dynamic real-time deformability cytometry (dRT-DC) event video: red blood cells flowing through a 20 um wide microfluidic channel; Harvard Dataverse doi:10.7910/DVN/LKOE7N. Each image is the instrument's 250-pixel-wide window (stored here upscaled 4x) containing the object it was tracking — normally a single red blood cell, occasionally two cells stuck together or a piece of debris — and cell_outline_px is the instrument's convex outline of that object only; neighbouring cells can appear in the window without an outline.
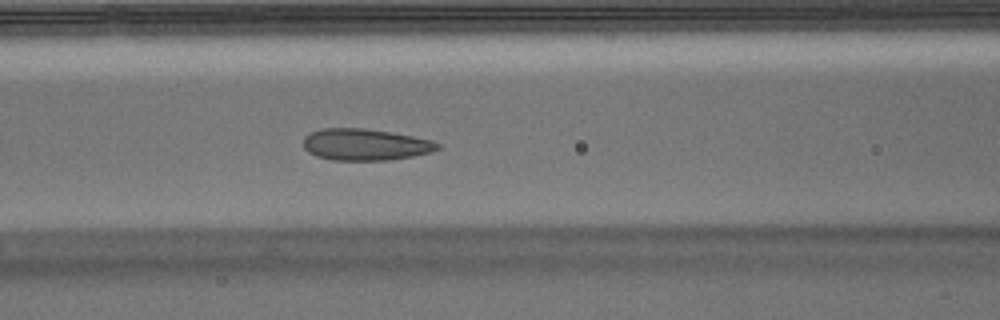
{"species": "Egyptian fruit bat (a non-hibernating species)", "species_latin": "Rousettus aegyptiacus", "temperature_condition": "warm", "stored_images_in_passage": 52, "camera_frame_rate_fps": 3000, "um_per_image_px": 0.085, "animal": {"sex": "male"}, "frame": {"image": 1, "passage_image": 20, "time_ms": 6.333, "image_size_px": [1000, 320], "cell_outline_px": [[440, 148], [428, 152], [412, 156], [388, 160], [332, 160], [316, 156], [308, 152], [304, 148], [304, 136], [308, 132], [320, 128], [364, 128], [392, 132], [432, 140], [440, 144]], "centroid_in_image_um": [31.0, 12.28], "position_along_channel_um": 135.6, "area_um2": 24.8}}
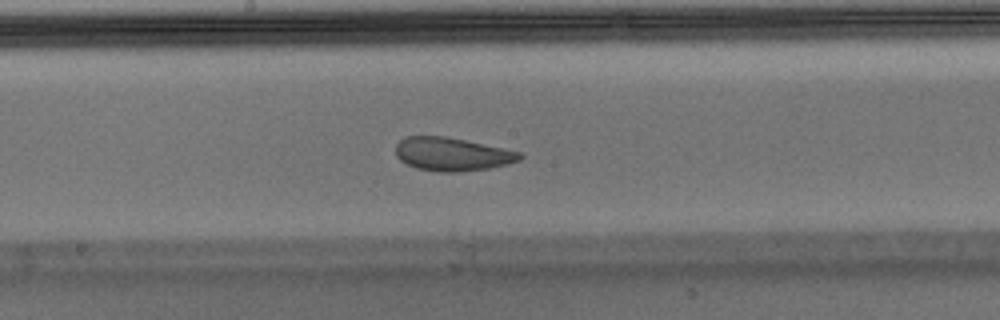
{"frame": {"image": 2, "passage_image": 26, "time_ms": 8.333, "image_size_px": [1000, 320], "cell_outline_px": [[524, 156], [520, 160], [508, 164], [488, 168], [456, 172], [440, 172], [416, 168], [400, 160], [396, 156], [396, 144], [404, 136], [444, 136], [504, 148], [520, 152]], "centroid_in_image_um": [38.42, 13.1], "position_along_channel_um": 209.8, "area_um2": 24.04}}
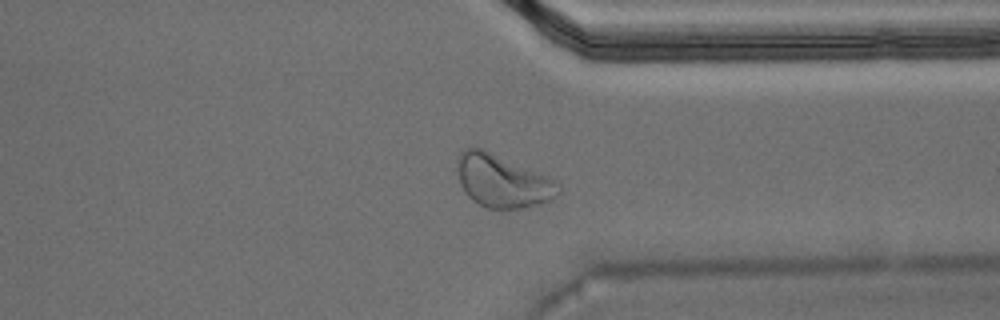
{"frame": {"image": 3, "passage_image": 39, "time_ms": 12.667, "image_size_px": [1000, 320], "cell_outline_px": [[560, 192], [552, 200], [520, 208], [488, 208], [472, 200], [468, 196], [460, 184], [456, 168], [460, 152], [464, 148], [480, 148], [548, 176], [556, 184]], "centroid_in_image_um": [42.66, 15.39], "position_along_channel_um": 368.7, "area_um2": 30.46}, "authors_computed_cell_mechanics": {"area_um2": 26.9059, "velocity_mm_per_s": 3.7143, "shape_relaxation_time_tau1_ms": null, "shape_relaxation_time_tau2_ms": 1.7021, "deformation_change_tau1": null, "deformation_change_tau2": 0.0826}}